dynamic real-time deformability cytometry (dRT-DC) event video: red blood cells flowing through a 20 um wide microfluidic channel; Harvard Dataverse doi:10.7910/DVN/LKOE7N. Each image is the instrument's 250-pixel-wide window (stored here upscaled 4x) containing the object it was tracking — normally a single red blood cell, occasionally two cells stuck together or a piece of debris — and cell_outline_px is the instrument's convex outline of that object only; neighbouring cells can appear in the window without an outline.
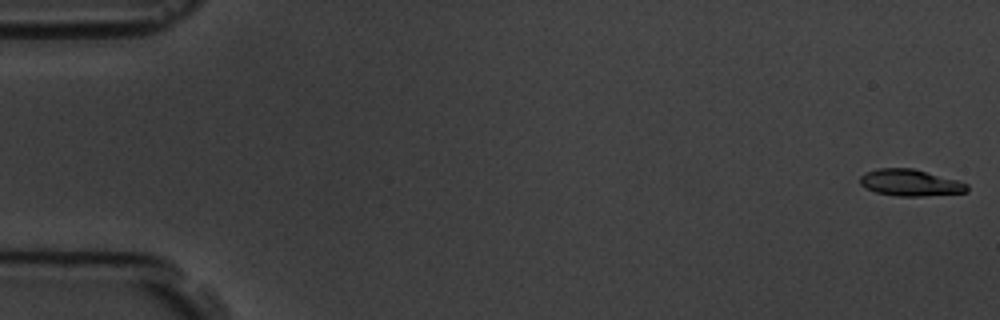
{"species": "common noctule bat (a hibernating species)", "species_latin": "Nyctalus noctula", "temperature_condition": "room temperature", "stored_images_in_passage": 6, "segment_of_instrument_passage": [1, 2], "camera_frame_rate_fps": 3000, "um_per_image_px": 0.085, "animal": {"sex": "male", "body_mass_g": 19.5, "forearm_length_mm": 54.6}, "frame": {"image": 1, "passage_image": 1, "time_ms": 0.0, "image_size_px": [1000, 320], "cell_outline_px": [[968, 192], [924, 196], [896, 196], [876, 192], [864, 188], [860, 184], [860, 176], [864, 172], [876, 168], [912, 168], [956, 180], [968, 184]], "centroid_in_image_um": [77.33, 15.53], "position_along_channel_um": 7.7, "area_um2": 16.65}}
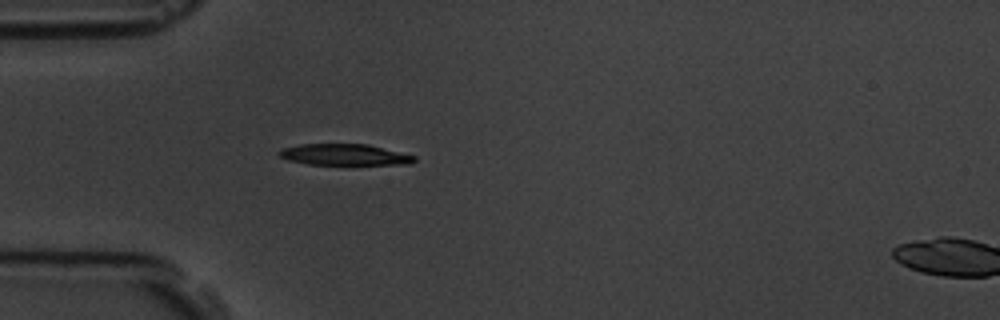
{"frame": {"image": 2, "passage_image": 5, "time_ms": 5.333, "image_size_px": [1000, 320], "cell_outline_px": [[416, 160], [408, 164], [308, 164], [288, 160], [280, 156], [276, 152], [280, 148], [300, 144], [368, 144], [416, 156]], "centroid_in_image_um": [29.23, 13.14], "position_along_channel_um": 55.8, "area_um2": 16.65}}